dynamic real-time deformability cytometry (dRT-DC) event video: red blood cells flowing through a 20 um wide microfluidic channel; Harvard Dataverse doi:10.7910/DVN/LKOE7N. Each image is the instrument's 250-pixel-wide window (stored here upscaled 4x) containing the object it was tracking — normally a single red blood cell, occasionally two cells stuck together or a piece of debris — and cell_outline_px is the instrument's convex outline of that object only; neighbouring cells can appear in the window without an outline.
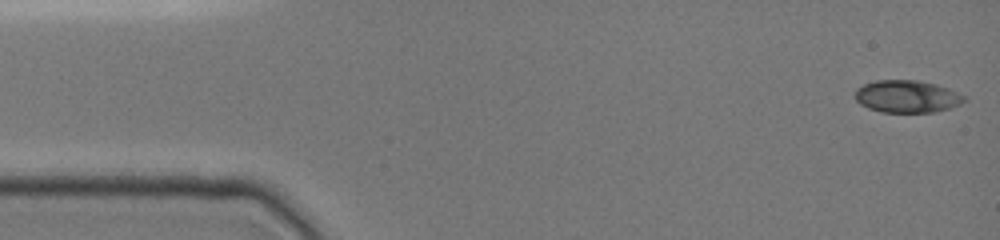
{"species": "common noctule bat (a hibernating species)", "species_latin": "Nyctalus noctula", "temperature_condition": "cold", "stored_images_in_passage": 28, "camera_frame_rate_fps": 3000, "um_per_image_px": 0.085, "animal": {"sex": "female", "body_mass_g": 19.0, "forearm_length_mm": 51.5}, "frame": {"image": 1, "passage_image": 1, "time_ms": 0.0, "image_size_px": [1000, 240], "cell_outline_px": [[968, 100], [960, 104], [936, 112], [880, 112], [868, 108], [860, 104], [856, 100], [856, 88], [864, 84], [876, 80], [916, 80], [936, 84], [948, 88], [964, 96]], "centroid_in_image_um": [77.09, 8.2], "position_along_channel_um": 7.9, "area_um2": 20.58}}
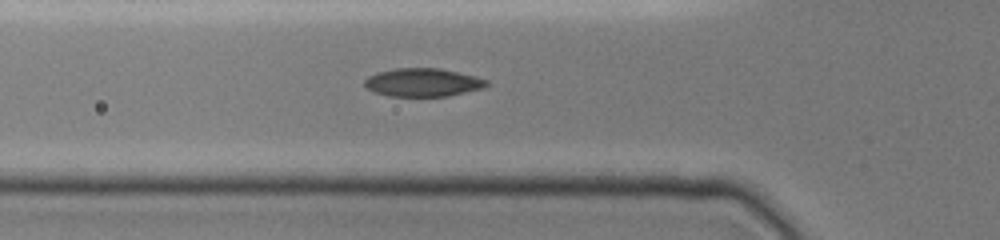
{"frame": {"image": 2, "passage_image": 18, "time_ms": 5.0, "image_size_px": [1000, 240], "cell_outline_px": [[492, 84], [484, 88], [448, 96], [388, 96], [372, 92], [364, 88], [364, 80], [368, 76], [376, 72], [396, 68], [440, 68], [476, 76], [488, 80]], "centroid_in_image_um": [35.94, 7.01], "position_along_channel_um": 89.9, "area_um2": 20.46}}
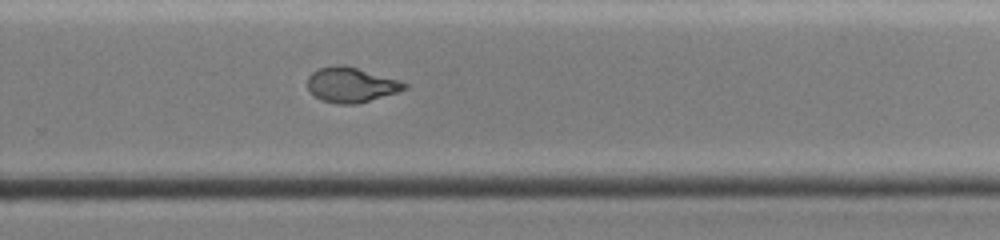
{"frame": {"image": 3, "passage_image": 28, "time_ms": 10.333, "image_size_px": [1000, 240], "cell_outline_px": [[408, 88], [396, 92], [356, 104], [336, 104], [320, 100], [308, 88], [308, 76], [312, 72], [320, 68], [332, 64], [344, 64], [396, 80], [408, 84]], "centroid_in_image_um": [29.79, 7.2], "position_along_channel_um": 300.0, "area_um2": 19.48}}